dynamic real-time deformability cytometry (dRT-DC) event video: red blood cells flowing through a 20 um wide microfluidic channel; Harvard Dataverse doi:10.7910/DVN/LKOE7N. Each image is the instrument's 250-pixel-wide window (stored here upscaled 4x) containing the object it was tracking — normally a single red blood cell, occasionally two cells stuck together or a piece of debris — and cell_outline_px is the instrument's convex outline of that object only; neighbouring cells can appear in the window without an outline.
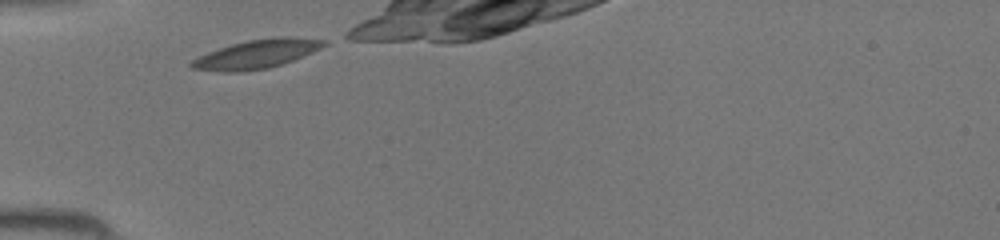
{"species": "common noctule bat (a hibernating species)", "species_latin": "Nyctalus noctula", "temperature_condition": "room temperature", "stored_images_in_passage": 17, "camera_frame_rate_fps": 3000, "um_per_image_px": 0.085, "animal": {"sex": "female", "body_mass_g": 19.5, "forearm_length_mm": 54.1}, "frame": {"image": 1, "passage_image": 1, "time_ms": 0.0, "image_size_px": [1000, 240], "cell_outline_px": [[328, 44], [312, 52], [292, 60], [268, 68], [244, 72], [220, 72], [192, 68], [188, 64], [192, 60], [208, 52], [232, 44], [248, 40], [280, 36], [292, 36], [328, 40]], "centroid_in_image_um": [21.83, 4.59], "position_along_channel_um": 63.2, "area_um2": 22.2}}
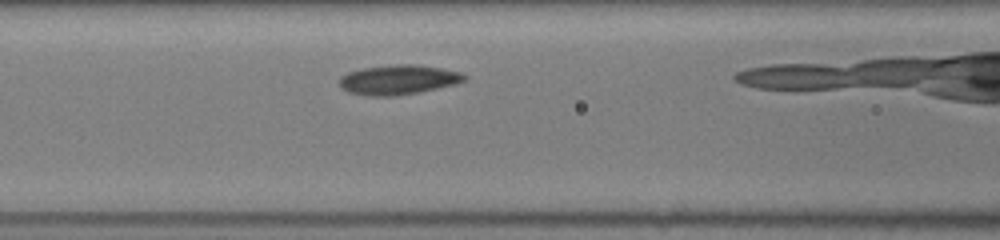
{"frame": {"image": 2, "passage_image": 6, "time_ms": 1.667, "image_size_px": [1000, 240], "cell_outline_px": [[468, 76], [464, 80], [456, 84], [420, 92], [396, 96], [364, 96], [348, 92], [340, 84], [340, 76], [348, 72], [364, 68], [396, 64], [412, 64], [440, 68], [460, 72]], "centroid_in_image_um": [33.86, 6.79], "position_along_channel_um": 132.7, "area_um2": 21.56}}
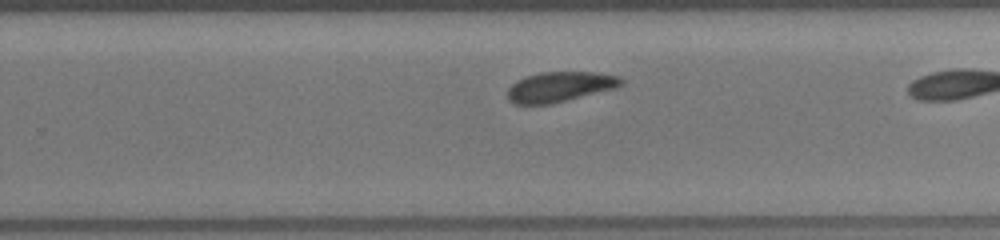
{"frame": {"image": 3, "passage_image": 16, "time_ms": 5.0, "image_size_px": [1000, 240], "cell_outline_px": [[624, 84], [616, 88], [552, 104], [512, 104], [508, 100], [508, 88], [516, 80], [524, 76], [540, 72], [596, 72], [620, 76], [624, 80]], "centroid_in_image_um": [47.6, 7.37], "position_along_channel_um": 282.2, "area_um2": 20.23}}